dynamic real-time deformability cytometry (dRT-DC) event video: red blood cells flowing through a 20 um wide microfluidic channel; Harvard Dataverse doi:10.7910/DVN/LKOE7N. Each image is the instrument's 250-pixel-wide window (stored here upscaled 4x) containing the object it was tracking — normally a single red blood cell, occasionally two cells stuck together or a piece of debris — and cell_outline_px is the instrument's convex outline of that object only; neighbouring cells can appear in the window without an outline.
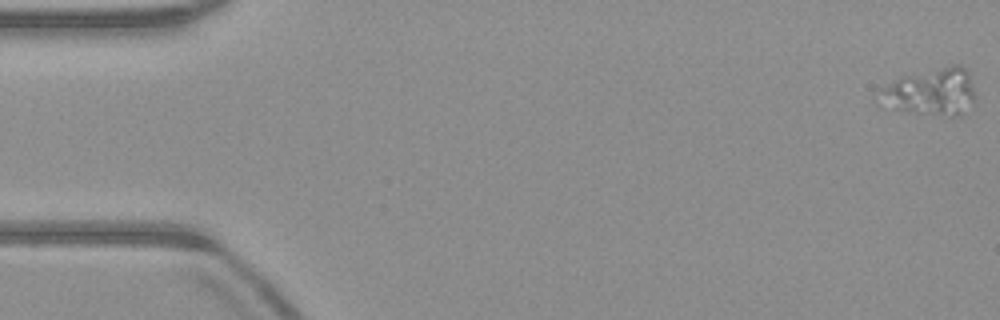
{"species": "common noctule bat (a hibernating species)", "species_latin": "Nyctalus noctula", "temperature_condition": "warm", "stored_images_in_passage": 51, "camera_frame_rate_fps": 3000, "um_per_image_px": 0.085, "animal": {"sex": "male", "body_mass_g": 23.1, "forearm_length_mm": 52.7}, "frame": {"image": 1, "passage_image": 1, "time_ms": 0.0, "image_size_px": [1000, 320], "cell_outline_px": [[976, 96], [964, 116], [948, 116], [892, 108], [876, 104], [872, 92], [900, 76], [952, 64], [960, 64], [968, 72]], "centroid_in_image_um": [79.05, 7.8], "position_along_channel_um": 6.0, "area_um2": 27.22}}
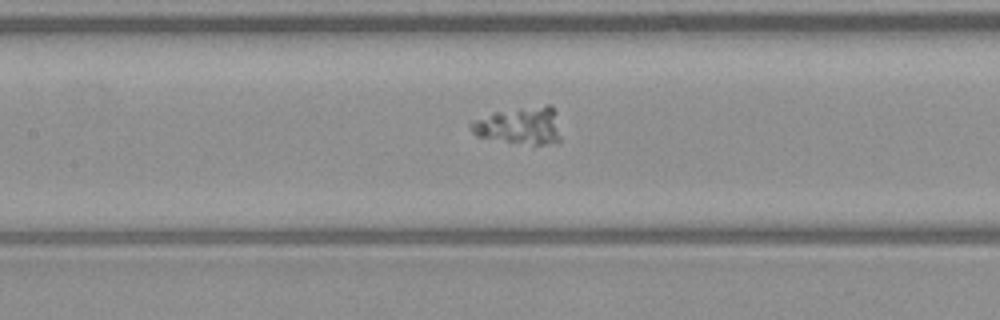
{"frame": {"image": 2, "passage_image": 24, "time_ms": 7.667, "image_size_px": [1000, 320], "cell_outline_px": [[560, 140], [556, 144], [532, 144], [476, 136], [468, 128], [468, 124], [472, 120], [492, 112], [548, 104], [552, 104], [556, 108], [560, 136]], "centroid_in_image_um": [44.2, 10.65], "position_along_channel_um": 163.2, "area_um2": 19.77}}
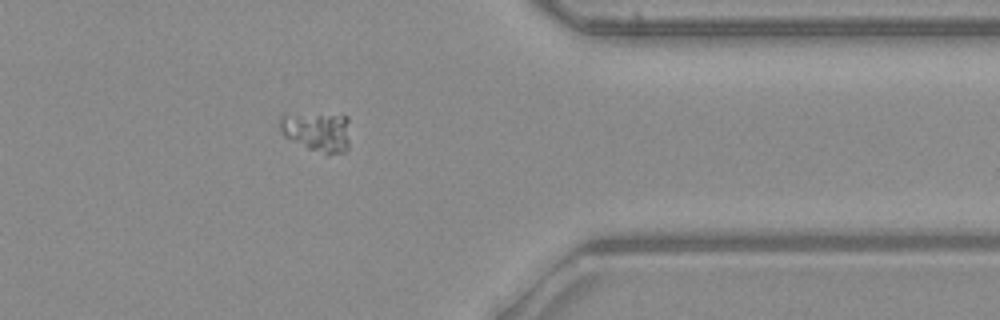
{"frame": {"image": 3, "passage_image": 42, "time_ms": 13.667, "image_size_px": [1000, 320], "cell_outline_px": [[348, 148], [344, 152], [324, 152], [308, 148], [284, 136], [280, 128], [280, 116], [348, 116]], "centroid_in_image_um": [26.98, 11.22], "position_along_channel_um": 384.4, "area_um2": 15.09}}